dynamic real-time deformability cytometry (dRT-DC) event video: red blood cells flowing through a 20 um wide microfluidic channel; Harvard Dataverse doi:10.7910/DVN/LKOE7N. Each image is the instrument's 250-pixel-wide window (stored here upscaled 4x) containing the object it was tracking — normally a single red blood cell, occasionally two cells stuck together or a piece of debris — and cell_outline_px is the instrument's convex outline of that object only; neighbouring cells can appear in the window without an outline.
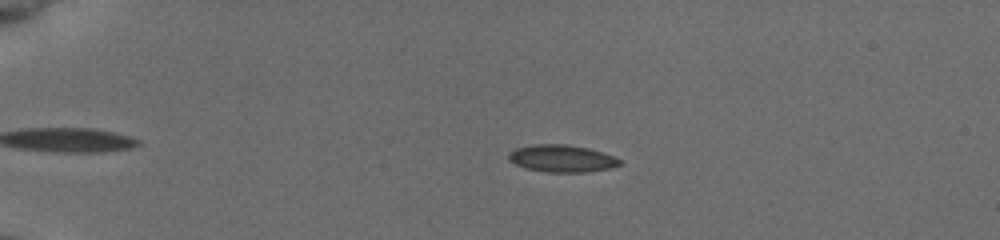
{"species": "common noctule bat (a hibernating species)", "species_latin": "Nyctalus noctula", "temperature_condition": "cold", "stored_images_in_passage": 40, "camera_frame_rate_fps": 3000, "um_per_image_px": 0.085, "animal": {"sex": "female", "body_mass_g": 19.5, "forearm_length_mm": 54.1}, "frame": {"image": 1, "passage_image": 6, "time_ms": 1.667, "image_size_px": [1000, 240], "cell_outline_px": [[620, 164], [608, 168], [584, 172], [548, 172], [528, 168], [516, 164], [508, 160], [508, 152], [516, 148], [536, 144], [564, 144], [588, 148], [604, 152], [620, 160]], "centroid_in_image_um": [47.72, 13.46], "position_along_channel_um": 37.3, "area_um2": 17.34}}
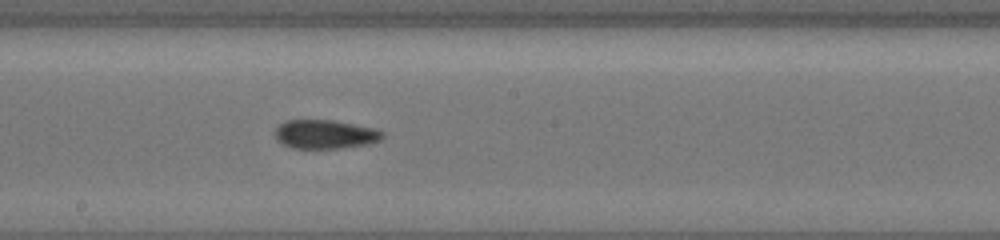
{"frame": {"image": 2, "passage_image": 25, "time_ms": 8.0, "image_size_px": [1000, 240], "cell_outline_px": [[384, 136], [380, 140], [368, 144], [340, 148], [292, 148], [276, 140], [276, 128], [280, 124], [288, 120], [332, 120], [372, 128], [384, 132]], "centroid_in_image_um": [27.63, 11.42], "position_along_channel_um": 220.6, "area_um2": 17.86}}
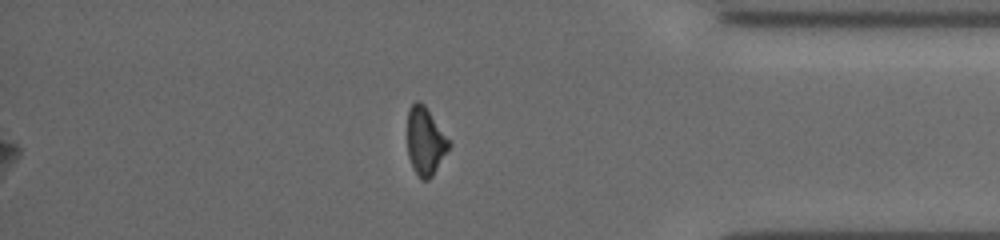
{"frame": {"image": 3, "passage_image": 40, "time_ms": 13.0, "image_size_px": [1000, 240], "cell_outline_px": [[452, 144], [432, 176], [428, 180], [424, 180], [416, 172], [408, 156], [408, 108], [416, 100], [420, 100], [424, 104]], "centroid_in_image_um": [36.15, 11.97], "position_along_channel_um": 399.0, "area_um2": 16.18}, "authors_computed_cell_mechanics": {"area_um2": 17.34, "velocity_mm_per_s": 3.9423, "shape_relaxation_time_tau1_ms": 6.693, "shape_relaxation_time_tau2_ms": 7.5963, "deformation_change_tau1": 0.1452, "deformation_change_tau2": 0.1394}}